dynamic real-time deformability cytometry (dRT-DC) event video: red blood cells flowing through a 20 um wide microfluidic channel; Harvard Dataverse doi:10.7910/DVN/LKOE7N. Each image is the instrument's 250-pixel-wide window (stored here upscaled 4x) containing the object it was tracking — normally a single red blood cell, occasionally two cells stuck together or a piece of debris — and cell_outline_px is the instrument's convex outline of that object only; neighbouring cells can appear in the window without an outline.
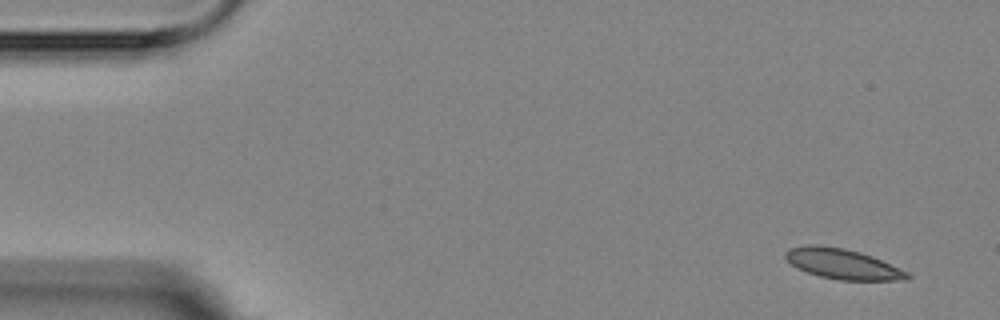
{"species": "Egyptian fruit bat (a non-hibernating species)", "species_latin": "Rousettus aegyptiacus", "temperature_condition": "room temperature", "stored_images_in_passage": 4, "camera_frame_rate_fps": 3000, "um_per_image_px": 0.085, "animal": {"sex": "female"}, "frame": {"image": 1, "passage_image": 1, "time_ms": 0.0, "image_size_px": [1000, 320], "cell_outline_px": [[912, 276], [908, 280], [840, 280], [820, 276], [796, 268], [784, 256], [784, 252], [788, 248], [808, 244], [816, 244], [844, 248], [860, 252], [872, 256], [908, 272]], "centroid_in_image_um": [71.61, 22.42], "position_along_channel_um": 13.4, "area_um2": 21.5}}